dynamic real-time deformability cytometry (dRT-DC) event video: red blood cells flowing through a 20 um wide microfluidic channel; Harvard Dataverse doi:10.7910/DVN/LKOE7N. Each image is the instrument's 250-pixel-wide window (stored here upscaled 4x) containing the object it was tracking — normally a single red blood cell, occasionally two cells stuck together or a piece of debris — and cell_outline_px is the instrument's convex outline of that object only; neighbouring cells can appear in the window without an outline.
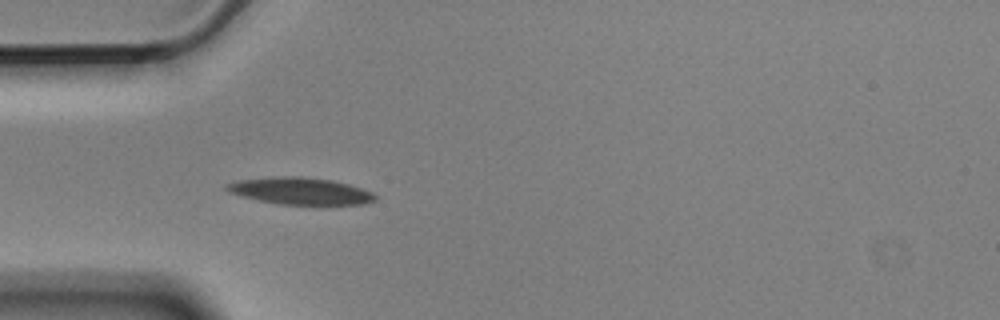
{"species": "Egyptian fruit bat (a non-hibernating species)", "species_latin": "Rousettus aegyptiacus", "temperature_condition": "cold", "stored_images_in_passage": 4, "camera_frame_rate_fps": 3000, "um_per_image_px": 0.085, "animal": {"sex": "male"}, "frame": {"image": 1, "passage_image": 4, "time_ms": 1.0, "image_size_px": [1000, 320], "cell_outline_px": [[376, 200], [364, 204], [280, 204], [240, 196], [228, 192], [224, 188], [224, 184], [236, 180], [280, 176], [300, 176], [332, 180], [348, 184], [372, 192], [376, 196]], "centroid_in_image_um": [25.47, 16.22], "position_along_channel_um": 59.5, "area_um2": 23.24}}